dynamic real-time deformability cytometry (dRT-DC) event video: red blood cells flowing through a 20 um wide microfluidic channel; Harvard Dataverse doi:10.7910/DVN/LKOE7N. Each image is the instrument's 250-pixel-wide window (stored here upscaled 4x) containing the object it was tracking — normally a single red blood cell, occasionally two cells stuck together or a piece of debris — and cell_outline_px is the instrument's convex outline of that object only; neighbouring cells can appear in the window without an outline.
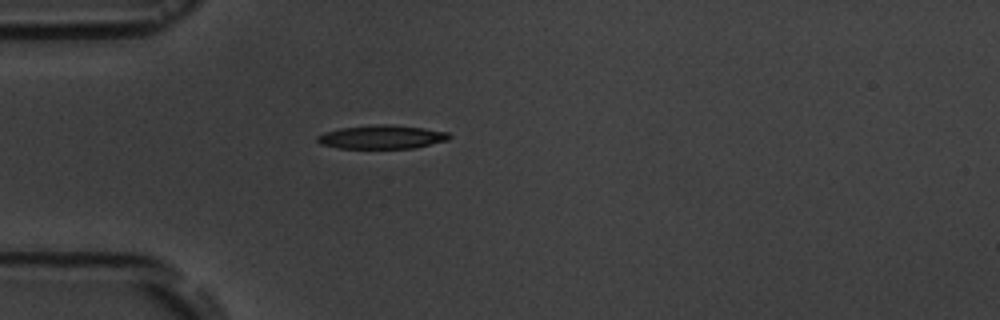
{"species": "common noctule bat (a hibernating species)", "species_latin": "Nyctalus noctula", "temperature_condition": "room temperature", "stored_images_in_passage": 1, "camera_frame_rate_fps": 3000, "um_per_image_px": 0.085, "animal": {"sex": "male", "body_mass_g": 19.5, "forearm_length_mm": 54.6}, "frame": {"image": 1, "passage_image": 1, "time_ms": 0.0, "image_size_px": [1000, 320], "cell_outline_px": [[452, 136], [448, 140], [416, 148], [336, 148], [320, 144], [316, 140], [316, 136], [324, 132], [340, 128], [380, 124], [388, 124], [424, 128], [448, 132]], "centroid_in_image_um": [32.45, 11.65], "position_along_channel_um": 52.6, "area_um2": 18.26}}